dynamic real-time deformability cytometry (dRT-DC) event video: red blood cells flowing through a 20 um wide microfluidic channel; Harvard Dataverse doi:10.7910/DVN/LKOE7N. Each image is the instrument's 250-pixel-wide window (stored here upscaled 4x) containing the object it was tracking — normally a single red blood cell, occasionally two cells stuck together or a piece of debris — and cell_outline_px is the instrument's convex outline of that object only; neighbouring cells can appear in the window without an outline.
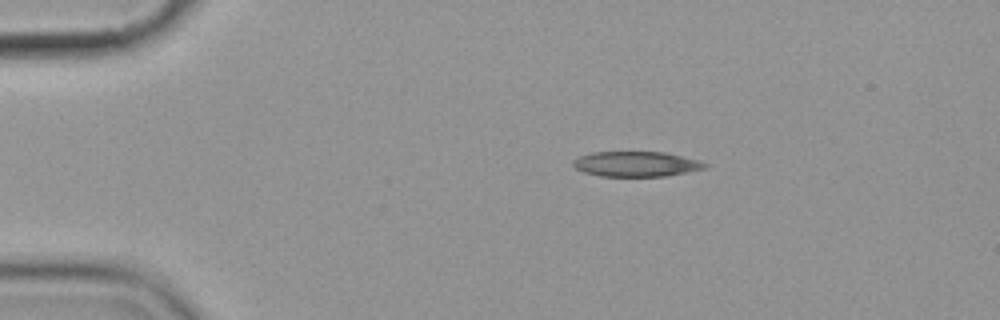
{"species": "common noctule bat (a hibernating species)", "species_latin": "Nyctalus noctula", "temperature_condition": "cold", "stored_images_in_passage": 2, "camera_frame_rate_fps": 3000, "um_per_image_px": 0.085, "animal": {"sex": "female", "body_mass_g": 19.9}, "frame": {"image": 1, "passage_image": 1, "time_ms": 0.0, "image_size_px": [1000, 320], "cell_outline_px": [[708, 164], [704, 168], [664, 176], [600, 176], [584, 172], [576, 168], [572, 164], [572, 160], [580, 156], [592, 152], [664, 152], [700, 160]], "centroid_in_image_um": [54.04, 13.93], "position_along_channel_um": 31.0, "area_um2": 19.13}}